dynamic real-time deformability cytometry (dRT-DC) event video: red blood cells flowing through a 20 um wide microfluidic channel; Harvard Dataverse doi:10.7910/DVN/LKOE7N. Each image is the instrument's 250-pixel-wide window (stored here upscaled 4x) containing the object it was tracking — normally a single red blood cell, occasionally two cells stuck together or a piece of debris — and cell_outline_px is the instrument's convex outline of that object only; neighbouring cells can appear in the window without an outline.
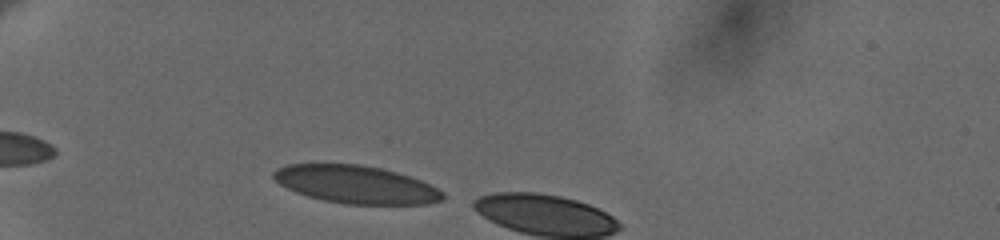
{"species": "human", "species_latin": "Homo sapiens", "temperature_condition": "cold", "stored_images_in_passage": 7, "camera_frame_rate_fps": 3000, "um_per_image_px": 0.085, "donor": {"sex": "female"}, "frame": {"image": 1, "passage_image": 1, "time_ms": 0.0, "image_size_px": [1000, 240], "cell_outline_px": [[444, 200], [428, 204], [344, 204], [324, 200], [308, 196], [296, 192], [280, 184], [272, 176], [272, 172], [276, 168], [288, 164], [360, 164], [380, 168], [396, 172], [420, 180], [444, 192]], "centroid_in_image_um": [30.25, 15.68], "position_along_channel_um": 54.7, "area_um2": 37.17}}